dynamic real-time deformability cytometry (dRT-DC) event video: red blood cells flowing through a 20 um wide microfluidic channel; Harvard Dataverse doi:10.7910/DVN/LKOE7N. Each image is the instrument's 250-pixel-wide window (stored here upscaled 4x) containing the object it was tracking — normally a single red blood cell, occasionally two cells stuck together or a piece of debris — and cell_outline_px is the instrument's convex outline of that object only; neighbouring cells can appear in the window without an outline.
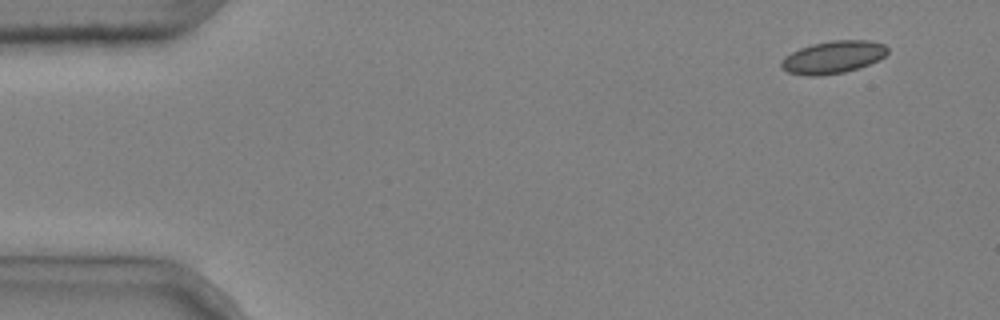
{"species": "common noctule bat (a hibernating species)", "species_latin": "Nyctalus noctula", "temperature_condition": "cold", "stored_images_in_passage": 11, "camera_frame_rate_fps": 3000, "um_per_image_px": 0.085, "animal": {"sex": "male", "body_mass_g": 20.4}, "frame": {"image": 1, "passage_image": 1, "time_ms": 0.0, "image_size_px": [1000, 320], "cell_outline_px": [[888, 52], [880, 60], [860, 68], [844, 72], [820, 76], [808, 76], [788, 72], [780, 64], [780, 60], [784, 56], [800, 48], [812, 44], [832, 40], [868, 40], [884, 44], [888, 48]], "centroid_in_image_um": [70.83, 4.86], "position_along_channel_um": 14.2, "area_um2": 20.29}}
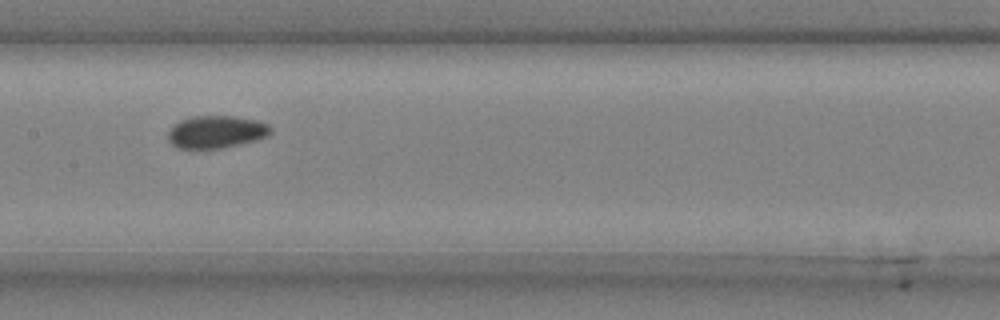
{"frame": {"image": 2, "passage_image": 7, "time_ms": 2.0, "image_size_px": [1000, 320], "cell_outline_px": [[272, 132], [268, 136], [256, 140], [220, 148], [176, 148], [168, 140], [168, 132], [172, 124], [180, 120], [192, 116], [232, 116], [256, 120], [268, 124], [272, 128]], "centroid_in_image_um": [18.36, 11.2], "position_along_channel_um": 189.0, "area_um2": 19.48}}
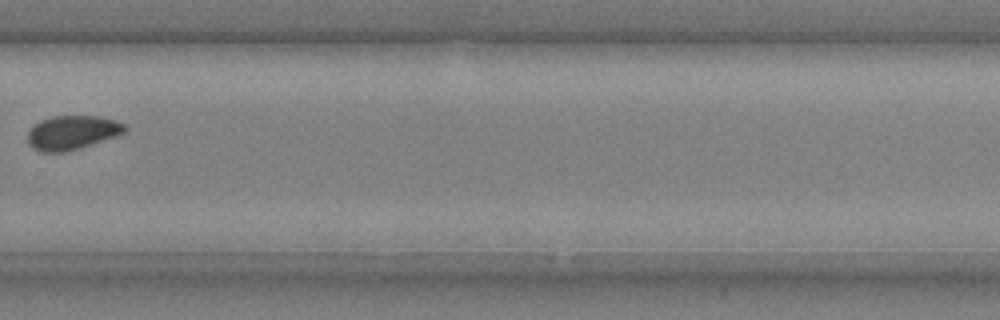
{"frame": {"image": 3, "passage_image": 10, "time_ms": 3.0, "image_size_px": [1000, 320], "cell_outline_px": [[128, 128], [124, 132], [92, 144], [80, 148], [64, 152], [40, 152], [32, 148], [28, 144], [28, 132], [32, 124], [40, 120], [52, 116], [100, 116], [116, 120], [124, 124]], "centroid_in_image_um": [6.08, 11.26], "position_along_channel_um": 323.7, "area_um2": 19.36}}